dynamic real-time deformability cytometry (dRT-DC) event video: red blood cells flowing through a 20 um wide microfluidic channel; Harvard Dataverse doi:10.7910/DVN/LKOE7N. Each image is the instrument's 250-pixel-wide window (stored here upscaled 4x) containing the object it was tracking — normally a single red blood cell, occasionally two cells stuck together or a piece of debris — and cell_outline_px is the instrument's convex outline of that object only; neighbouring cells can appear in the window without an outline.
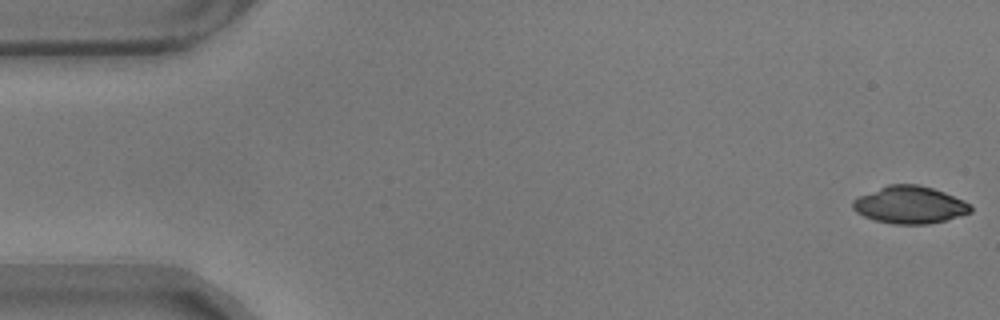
{"species": "common noctule bat (a hibernating species)", "species_latin": "Nyctalus noctula", "temperature_condition": "warm", "stored_images_in_passage": 57, "camera_frame_rate_fps": 3000, "um_per_image_px": 0.085, "animal": {"sex": "male", "body_mass_g": 17.9}, "frame": {"image": 1, "passage_image": 1, "time_ms": 0.0, "image_size_px": [1000, 320], "cell_outline_px": [[972, 212], [944, 220], [928, 224], [892, 224], [876, 220], [864, 216], [856, 212], [852, 208], [852, 200], [860, 196], [888, 184], [916, 184], [932, 188], [944, 192], [964, 200], [972, 204]], "centroid_in_image_um": [77.34, 17.41], "position_along_channel_um": 7.7, "area_um2": 25.55}}
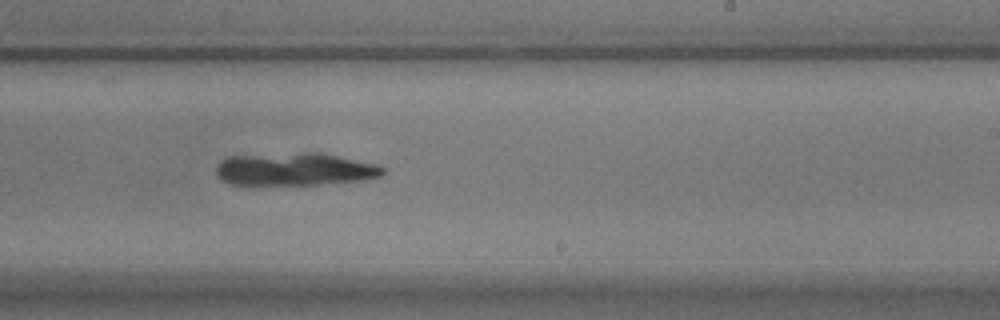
{"frame": {"image": 2, "passage_image": 34, "time_ms": 11.0, "image_size_px": [1000, 320], "cell_outline_px": [[388, 168], [380, 176], [364, 180], [320, 184], [232, 184], [224, 180], [216, 172], [216, 164], [220, 160], [228, 156], [304, 152], [320, 152], [376, 164]], "centroid_in_image_um": [25.09, 14.36], "position_along_channel_um": 263.9, "area_um2": 31.79}}
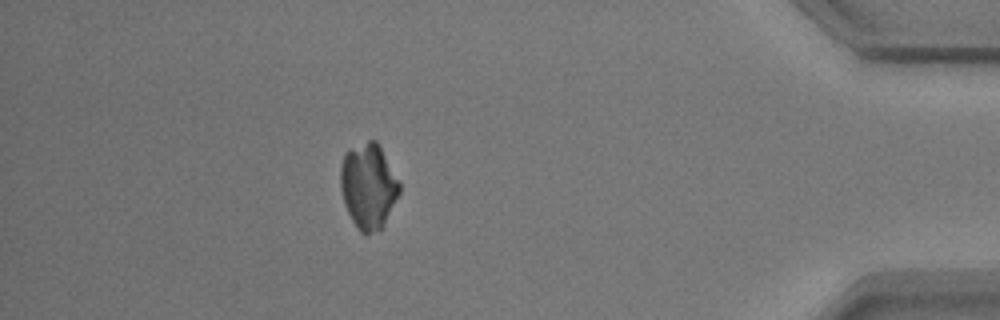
{"frame": {"image": 3, "passage_image": 50, "time_ms": 16.333, "image_size_px": [1000, 320], "cell_outline_px": [[400, 192], [380, 232], [364, 236], [356, 228], [344, 204], [340, 188], [340, 164], [344, 152], [348, 148], [368, 140], [376, 140], [400, 184]], "centroid_in_image_um": [31.27, 15.85], "position_along_channel_um": 403.9, "area_um2": 29.59}}